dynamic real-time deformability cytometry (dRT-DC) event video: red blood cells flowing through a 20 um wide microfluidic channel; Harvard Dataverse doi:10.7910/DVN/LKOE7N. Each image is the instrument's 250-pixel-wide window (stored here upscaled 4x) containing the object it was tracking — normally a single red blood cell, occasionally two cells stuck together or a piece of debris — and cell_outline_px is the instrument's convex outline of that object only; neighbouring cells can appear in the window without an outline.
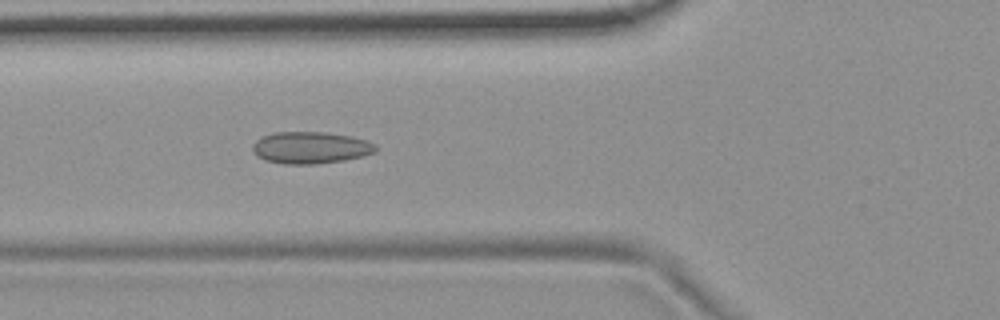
{"species": "common noctule bat (a hibernating species)", "species_latin": "Nyctalus noctula", "temperature_condition": "room temperature", "stored_images_in_passage": 48, "camera_frame_rate_fps": 3000, "um_per_image_px": 0.085, "animal": {"sex": "female", "body_mass_g": 19.9}, "frame": {"image": 1, "passage_image": 14, "time_ms": 4.333, "image_size_px": [1000, 320], "cell_outline_px": [[376, 152], [364, 156], [344, 160], [316, 164], [284, 164], [264, 160], [256, 156], [252, 148], [252, 144], [260, 136], [272, 132], [324, 132], [352, 136], [368, 140], [376, 144]], "centroid_in_image_um": [26.39, 12.55], "position_along_channel_um": 99.4, "area_um2": 23.24}, "authors_computed_cell_mechanics": {"area_um2": 21.3571, "velocity_mm_per_s": 3.7366, "shape_relaxation_time_tau1_ms": null, "shape_relaxation_time_tau2_ms": 1.4903, "deformation_change_tau1": null, "deformation_change_tau2": 0.0983}}